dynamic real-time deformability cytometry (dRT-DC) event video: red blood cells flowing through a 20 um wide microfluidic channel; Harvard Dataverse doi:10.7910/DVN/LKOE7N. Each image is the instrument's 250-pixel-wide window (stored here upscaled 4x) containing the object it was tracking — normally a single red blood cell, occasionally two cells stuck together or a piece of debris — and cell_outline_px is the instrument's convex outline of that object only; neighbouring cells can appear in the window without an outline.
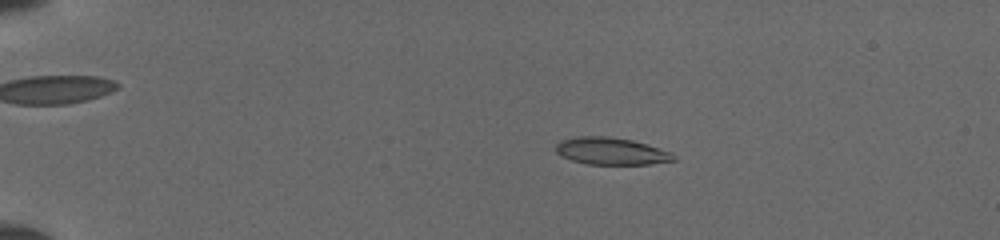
{"species": "common noctule bat (a hibernating species)", "species_latin": "Nyctalus noctula", "temperature_condition": "cold", "stored_images_in_passage": 47, "camera_frame_rate_fps": 3000, "um_per_image_px": 0.085, "animal": {"sex": "female", "body_mass_g": 19.5, "forearm_length_mm": 54.1}, "frame": {"image": 1, "passage_image": 5, "time_ms": 1.333, "image_size_px": [1000, 240], "cell_outline_px": [[676, 160], [648, 164], [588, 164], [572, 160], [560, 156], [556, 152], [556, 144], [560, 140], [576, 136], [604, 136], [632, 140], [672, 152], [676, 156]], "centroid_in_image_um": [51.93, 12.84], "position_along_channel_um": 33.1, "area_um2": 18.61}}
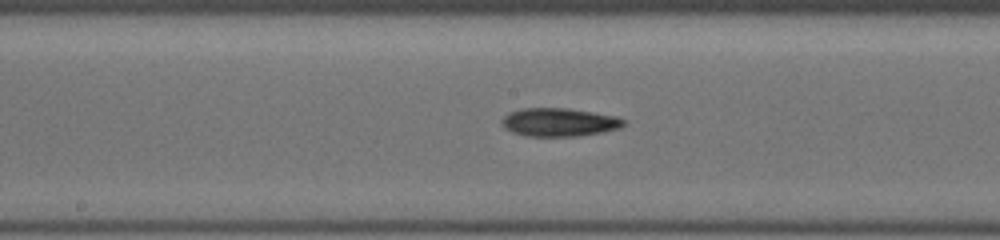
{"frame": {"image": 2, "passage_image": 23, "time_ms": 7.333, "image_size_px": [1000, 240], "cell_outline_px": [[624, 124], [620, 128], [604, 132], [576, 136], [524, 136], [512, 132], [504, 128], [500, 120], [508, 112], [520, 108], [568, 108], [616, 116], [624, 120]], "centroid_in_image_um": [47.48, 10.39], "position_along_channel_um": 200.7, "area_um2": 20.23}}
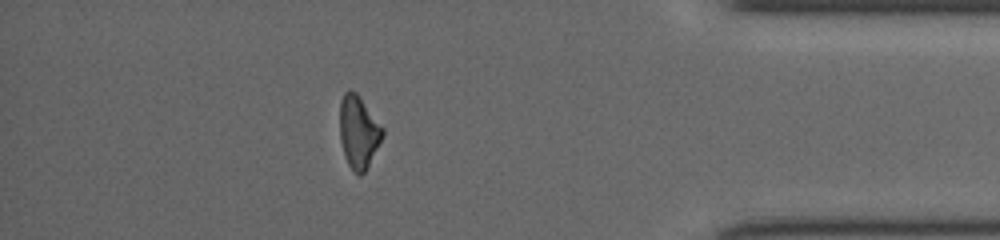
{"frame": {"image": 3, "passage_image": 41, "time_ms": 13.0, "image_size_px": [1000, 240], "cell_outline_px": [[384, 132], [364, 172], [360, 176], [348, 164], [340, 140], [340, 100], [344, 92], [348, 88], [356, 92], [384, 128]], "centroid_in_image_um": [30.45, 11.15], "position_along_channel_um": 404.7, "area_um2": 17.69}}